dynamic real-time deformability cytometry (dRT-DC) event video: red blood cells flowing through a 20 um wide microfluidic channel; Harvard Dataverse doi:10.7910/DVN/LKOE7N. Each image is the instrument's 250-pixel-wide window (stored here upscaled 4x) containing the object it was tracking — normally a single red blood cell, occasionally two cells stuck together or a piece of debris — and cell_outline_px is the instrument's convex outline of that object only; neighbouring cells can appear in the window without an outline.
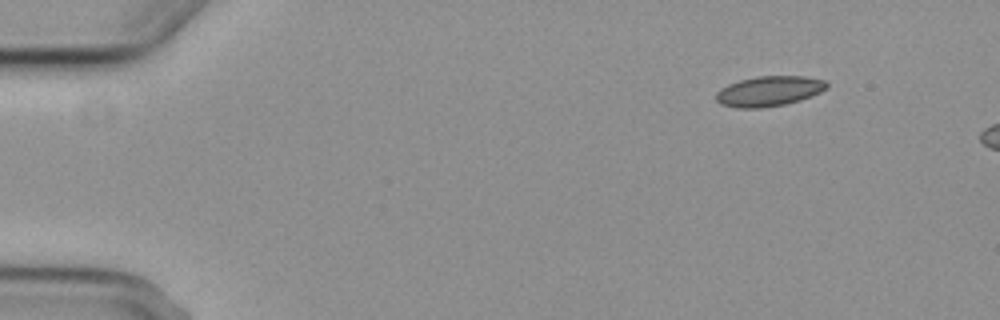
{"species": "common noctule bat (a hibernating species)", "species_latin": "Nyctalus noctula", "temperature_condition": "cold", "stored_images_in_passage": 3, "camera_frame_rate_fps": 3000, "um_per_image_px": 0.085, "animal": {"sex": "female", "body_mass_g": 29.2, "forearm_length_mm": 56.3}, "frame": {"image": 1, "passage_image": 1, "time_ms": 0.0, "image_size_px": [1000, 320], "cell_outline_px": [[828, 88], [812, 96], [800, 100], [784, 104], [760, 108], [736, 108], [720, 104], [716, 100], [716, 92], [720, 88], [728, 84], [740, 80], [756, 76], [804, 76], [824, 80], [828, 84]], "centroid_in_image_um": [65.35, 7.75], "position_along_channel_um": 19.6, "area_um2": 19.54}}